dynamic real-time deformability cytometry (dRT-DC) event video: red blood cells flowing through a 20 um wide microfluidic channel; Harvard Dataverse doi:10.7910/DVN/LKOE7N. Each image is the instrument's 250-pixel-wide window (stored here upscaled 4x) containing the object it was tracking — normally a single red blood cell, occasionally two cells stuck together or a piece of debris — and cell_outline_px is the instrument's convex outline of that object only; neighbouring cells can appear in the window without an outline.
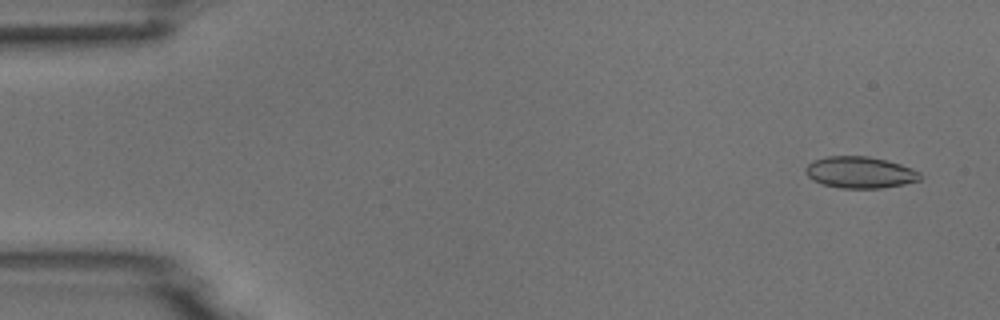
{"species": "common noctule bat (a hibernating species)", "species_latin": "Nyctalus noctula", "temperature_condition": "room temperature", "stored_images_in_passage": 5, "camera_frame_rate_fps": 3000, "um_per_image_px": 0.085, "animal": {"sex": "male", "body_mass_g": 18.8}, "frame": {"image": 1, "passage_image": 1, "time_ms": 0.0, "image_size_px": [1000, 320], "cell_outline_px": [[920, 180], [904, 184], [880, 188], [840, 188], [824, 184], [812, 180], [804, 172], [804, 168], [812, 160], [828, 156], [868, 156], [900, 164], [912, 168], [920, 172]], "centroid_in_image_um": [73.07, 14.65], "position_along_channel_um": 11.9, "area_um2": 21.04}}
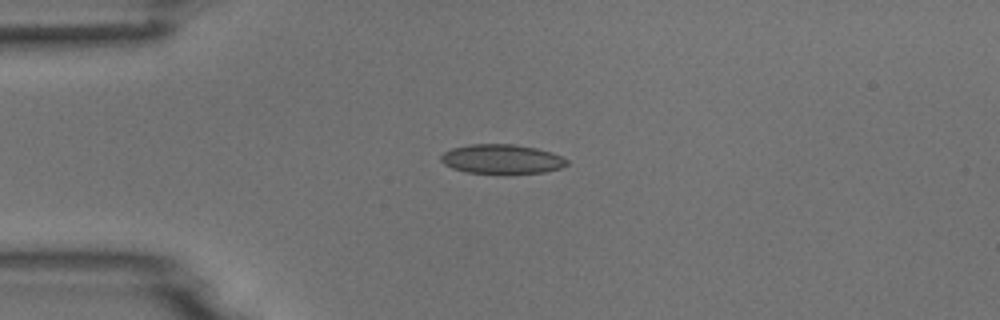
{"frame": {"image": 2, "passage_image": 4, "time_ms": 3.333, "image_size_px": [1000, 320], "cell_outline_px": [[568, 164], [560, 168], [544, 172], [468, 172], [452, 168], [444, 164], [440, 160], [440, 156], [444, 152], [452, 148], [468, 144], [512, 144], [536, 148], [560, 156], [568, 160]], "centroid_in_image_um": [42.61, 13.5], "position_along_channel_um": 42.4, "area_um2": 21.04}}